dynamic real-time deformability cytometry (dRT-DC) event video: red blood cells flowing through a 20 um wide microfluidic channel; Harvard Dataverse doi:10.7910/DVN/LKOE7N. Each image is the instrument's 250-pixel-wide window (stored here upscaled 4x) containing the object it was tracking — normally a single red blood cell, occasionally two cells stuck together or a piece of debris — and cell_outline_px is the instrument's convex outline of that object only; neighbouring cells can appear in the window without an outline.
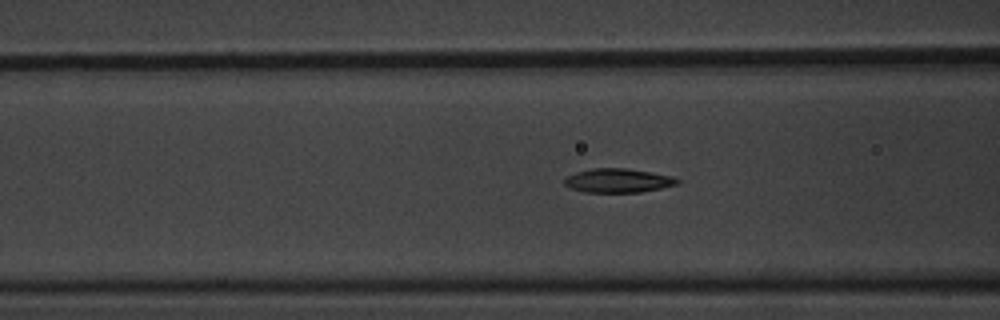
{"species": "common noctule bat (a hibernating species)", "species_latin": "Nyctalus noctula", "temperature_condition": "warm", "stored_images_in_passage": 49, "segment_of_instrument_passage": [1, 2], "camera_frame_rate_fps": 3000, "um_per_image_px": 0.085, "animal": {"sex": "male", "body_mass_g": 20.1, "forearm_length_mm": 53.5}, "frame": {"image": 1, "passage_image": 23, "time_ms": 7.333, "image_size_px": [1000, 320], "cell_outline_px": [[680, 180], [676, 184], [660, 188], [640, 192], [584, 192], [572, 188], [564, 184], [564, 180], [568, 176], [576, 172], [592, 168], [628, 168], [652, 172], [672, 176]], "centroid_in_image_um": [52.53, 15.34], "position_along_channel_um": 114.1, "area_um2": 15.66}}
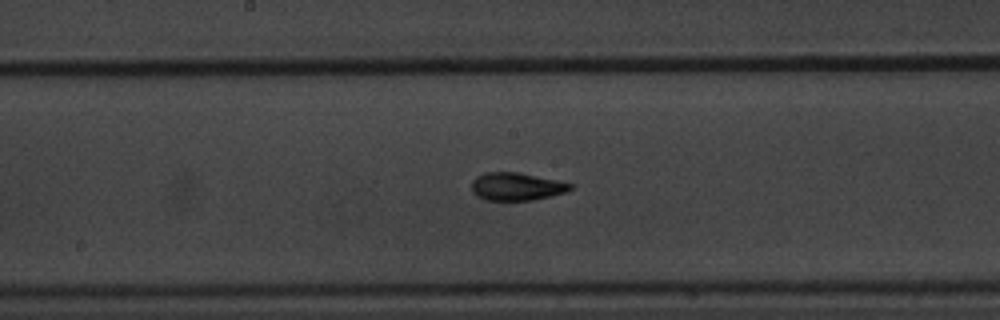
{"frame": {"image": 2, "passage_image": 31, "time_ms": 10.0, "image_size_px": [1000, 320], "cell_outline_px": [[576, 184], [568, 192], [552, 196], [532, 200], [484, 200], [476, 196], [472, 192], [472, 180], [476, 176], [484, 172], [516, 172]], "centroid_in_image_um": [43.91, 15.86], "position_along_channel_um": 204.3, "area_um2": 16.18}}
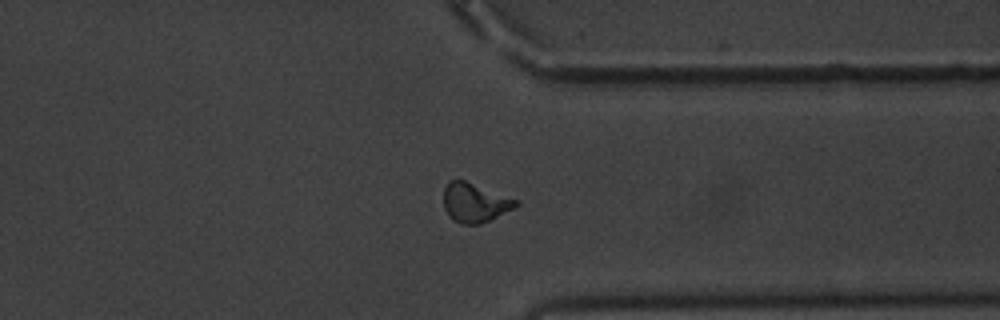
{"frame": {"image": 3, "passage_image": 46, "time_ms": 15.0, "image_size_px": [1000, 320], "cell_outline_px": [[520, 204], [516, 208], [480, 224], [460, 224], [452, 220], [448, 216], [444, 208], [444, 188], [448, 180], [464, 180], [516, 200]], "centroid_in_image_um": [40.33, 17.24], "position_along_channel_um": 371.1, "area_um2": 16.42}}